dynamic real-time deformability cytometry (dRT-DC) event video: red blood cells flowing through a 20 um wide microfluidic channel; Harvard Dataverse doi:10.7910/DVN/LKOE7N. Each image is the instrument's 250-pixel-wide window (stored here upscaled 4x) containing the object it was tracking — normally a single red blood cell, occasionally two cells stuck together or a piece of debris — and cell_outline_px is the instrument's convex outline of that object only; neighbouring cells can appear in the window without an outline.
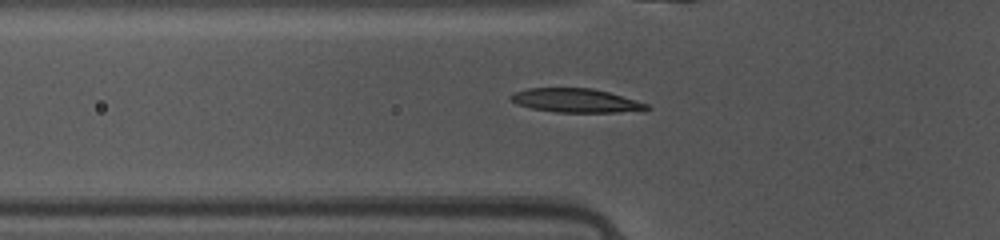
{"species": "common noctule bat (a hibernating species)", "species_latin": "Nyctalus noctula", "temperature_condition": "warm", "stored_images_in_passage": 41, "camera_frame_rate_fps": 3000, "um_per_image_px": 0.085, "animal": {"sex": "female", "body_mass_g": 10.0, "forearm_length_mm": 53.1}, "frame": {"image": 1, "passage_image": 12, "time_ms": 3.667, "image_size_px": [1000, 240], "cell_outline_px": [[652, 108], [644, 112], [556, 112], [532, 108], [516, 104], [508, 96], [516, 92], [528, 88], [592, 88], [608, 92], [636, 100], [648, 104]], "centroid_in_image_um": [49.02, 8.55], "position_along_channel_um": 76.8, "area_um2": 19.02}}
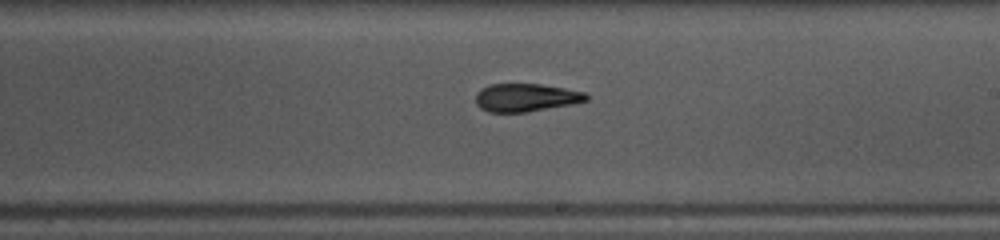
{"frame": {"image": 2, "passage_image": 24, "time_ms": 7.667, "image_size_px": [1000, 240], "cell_outline_px": [[588, 100], [572, 104], [528, 112], [488, 112], [480, 108], [476, 104], [476, 92], [488, 84], [540, 84], [564, 88], [584, 92], [588, 96]], "centroid_in_image_um": [44.67, 8.29], "position_along_channel_um": 244.3, "area_um2": 18.09}}
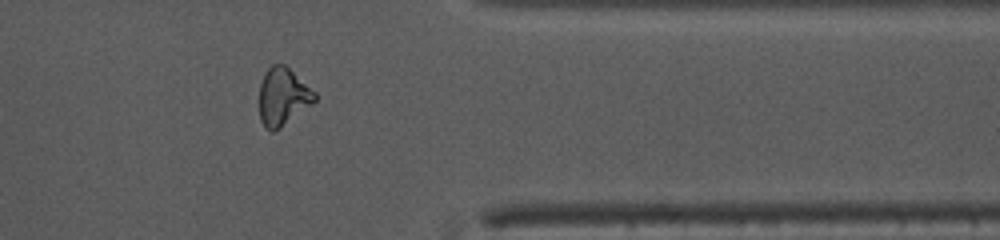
{"frame": {"image": 3, "passage_image": 35, "time_ms": 11.333, "image_size_px": [1000, 240], "cell_outline_px": [[316, 100], [312, 104], [280, 128], [272, 132], [264, 128], [260, 120], [260, 84], [268, 68], [272, 64], [284, 64], [316, 92]], "centroid_in_image_um": [24.04, 8.23], "position_along_channel_um": 387.4, "area_um2": 18.5}}